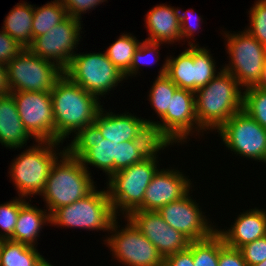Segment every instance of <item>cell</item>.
<instances>
[{
	"mask_svg": "<svg viewBox=\"0 0 266 266\" xmlns=\"http://www.w3.org/2000/svg\"><path fill=\"white\" fill-rule=\"evenodd\" d=\"M144 120L145 118H139L129 112L122 114H116L110 110L107 112L102 106L96 115L94 124L105 139L119 144L133 140Z\"/></svg>",
	"mask_w": 266,
	"mask_h": 266,
	"instance_id": "cell-23",
	"label": "cell"
},
{
	"mask_svg": "<svg viewBox=\"0 0 266 266\" xmlns=\"http://www.w3.org/2000/svg\"><path fill=\"white\" fill-rule=\"evenodd\" d=\"M46 223H51L48 210L33 206L26 201L20 207L13 235L8 240L37 247L36 241Z\"/></svg>",
	"mask_w": 266,
	"mask_h": 266,
	"instance_id": "cell-24",
	"label": "cell"
},
{
	"mask_svg": "<svg viewBox=\"0 0 266 266\" xmlns=\"http://www.w3.org/2000/svg\"><path fill=\"white\" fill-rule=\"evenodd\" d=\"M29 139L36 142L23 125L12 95L0 96V144L16 150L24 148Z\"/></svg>",
	"mask_w": 266,
	"mask_h": 266,
	"instance_id": "cell-22",
	"label": "cell"
},
{
	"mask_svg": "<svg viewBox=\"0 0 266 266\" xmlns=\"http://www.w3.org/2000/svg\"><path fill=\"white\" fill-rule=\"evenodd\" d=\"M116 218L107 189L97 190L95 188L84 198L57 208L50 215V226L96 230L97 232L103 230L109 233Z\"/></svg>",
	"mask_w": 266,
	"mask_h": 266,
	"instance_id": "cell-5",
	"label": "cell"
},
{
	"mask_svg": "<svg viewBox=\"0 0 266 266\" xmlns=\"http://www.w3.org/2000/svg\"><path fill=\"white\" fill-rule=\"evenodd\" d=\"M218 266H248L243 259L241 251L225 245L221 236Z\"/></svg>",
	"mask_w": 266,
	"mask_h": 266,
	"instance_id": "cell-41",
	"label": "cell"
},
{
	"mask_svg": "<svg viewBox=\"0 0 266 266\" xmlns=\"http://www.w3.org/2000/svg\"><path fill=\"white\" fill-rule=\"evenodd\" d=\"M216 132L234 154L266 163V130L244 110L234 114Z\"/></svg>",
	"mask_w": 266,
	"mask_h": 266,
	"instance_id": "cell-12",
	"label": "cell"
},
{
	"mask_svg": "<svg viewBox=\"0 0 266 266\" xmlns=\"http://www.w3.org/2000/svg\"><path fill=\"white\" fill-rule=\"evenodd\" d=\"M178 9H179V17H180V23H181L180 24L181 41L186 38V40H188L187 41L188 46L189 45H199L198 43L193 44L192 41L190 42L189 39H191V38L194 39V37H193L194 33L196 31H198V28L201 27L200 23H202L201 22V20H203L202 17L201 16L195 17L196 15L193 14V11L191 9L187 10L186 12L185 11L181 12L179 7H178Z\"/></svg>",
	"mask_w": 266,
	"mask_h": 266,
	"instance_id": "cell-38",
	"label": "cell"
},
{
	"mask_svg": "<svg viewBox=\"0 0 266 266\" xmlns=\"http://www.w3.org/2000/svg\"><path fill=\"white\" fill-rule=\"evenodd\" d=\"M12 95L20 119L36 141L55 142L54 117L50 92L16 91Z\"/></svg>",
	"mask_w": 266,
	"mask_h": 266,
	"instance_id": "cell-15",
	"label": "cell"
},
{
	"mask_svg": "<svg viewBox=\"0 0 266 266\" xmlns=\"http://www.w3.org/2000/svg\"><path fill=\"white\" fill-rule=\"evenodd\" d=\"M243 110L266 130V89L260 86L243 89Z\"/></svg>",
	"mask_w": 266,
	"mask_h": 266,
	"instance_id": "cell-32",
	"label": "cell"
},
{
	"mask_svg": "<svg viewBox=\"0 0 266 266\" xmlns=\"http://www.w3.org/2000/svg\"><path fill=\"white\" fill-rule=\"evenodd\" d=\"M254 266H266V260L263 261L262 263H258L256 265H254Z\"/></svg>",
	"mask_w": 266,
	"mask_h": 266,
	"instance_id": "cell-46",
	"label": "cell"
},
{
	"mask_svg": "<svg viewBox=\"0 0 266 266\" xmlns=\"http://www.w3.org/2000/svg\"><path fill=\"white\" fill-rule=\"evenodd\" d=\"M207 85L195 92V114L199 127L218 130L234 114L243 110V88L227 71L219 68Z\"/></svg>",
	"mask_w": 266,
	"mask_h": 266,
	"instance_id": "cell-2",
	"label": "cell"
},
{
	"mask_svg": "<svg viewBox=\"0 0 266 266\" xmlns=\"http://www.w3.org/2000/svg\"><path fill=\"white\" fill-rule=\"evenodd\" d=\"M10 94L8 85L7 66L0 64V96Z\"/></svg>",
	"mask_w": 266,
	"mask_h": 266,
	"instance_id": "cell-43",
	"label": "cell"
},
{
	"mask_svg": "<svg viewBox=\"0 0 266 266\" xmlns=\"http://www.w3.org/2000/svg\"><path fill=\"white\" fill-rule=\"evenodd\" d=\"M157 122L175 140L177 145L188 143L192 137L205 133L198 125L195 114V92L178 88L170 102V109ZM196 131V132H195ZM200 133V134H199ZM179 143V144H178Z\"/></svg>",
	"mask_w": 266,
	"mask_h": 266,
	"instance_id": "cell-18",
	"label": "cell"
},
{
	"mask_svg": "<svg viewBox=\"0 0 266 266\" xmlns=\"http://www.w3.org/2000/svg\"><path fill=\"white\" fill-rule=\"evenodd\" d=\"M161 44L164 43L143 40L133 55L130 69L124 74L125 79L127 80L128 77L132 76L135 77L138 73H140L139 69H141V66L153 65L154 63H157L160 59V53L158 49L160 48ZM153 54L155 55L153 56ZM149 57L152 58L150 59ZM140 64L142 65L140 66Z\"/></svg>",
	"mask_w": 266,
	"mask_h": 266,
	"instance_id": "cell-33",
	"label": "cell"
},
{
	"mask_svg": "<svg viewBox=\"0 0 266 266\" xmlns=\"http://www.w3.org/2000/svg\"><path fill=\"white\" fill-rule=\"evenodd\" d=\"M241 214V215H240ZM229 229L216 232L223 238L225 245L239 249L243 245L266 236V210L254 209L240 212Z\"/></svg>",
	"mask_w": 266,
	"mask_h": 266,
	"instance_id": "cell-20",
	"label": "cell"
},
{
	"mask_svg": "<svg viewBox=\"0 0 266 266\" xmlns=\"http://www.w3.org/2000/svg\"><path fill=\"white\" fill-rule=\"evenodd\" d=\"M258 86H260L261 88L266 89V64L264 66V72H263L262 81H261V83Z\"/></svg>",
	"mask_w": 266,
	"mask_h": 266,
	"instance_id": "cell-44",
	"label": "cell"
},
{
	"mask_svg": "<svg viewBox=\"0 0 266 266\" xmlns=\"http://www.w3.org/2000/svg\"><path fill=\"white\" fill-rule=\"evenodd\" d=\"M24 49L16 40L3 29L0 31V64L7 65Z\"/></svg>",
	"mask_w": 266,
	"mask_h": 266,
	"instance_id": "cell-39",
	"label": "cell"
},
{
	"mask_svg": "<svg viewBox=\"0 0 266 266\" xmlns=\"http://www.w3.org/2000/svg\"><path fill=\"white\" fill-rule=\"evenodd\" d=\"M248 266H254L266 260V236L247 243L239 248Z\"/></svg>",
	"mask_w": 266,
	"mask_h": 266,
	"instance_id": "cell-37",
	"label": "cell"
},
{
	"mask_svg": "<svg viewBox=\"0 0 266 266\" xmlns=\"http://www.w3.org/2000/svg\"><path fill=\"white\" fill-rule=\"evenodd\" d=\"M91 177V172L84 168L80 159L65 150L52 164L40 195L50 215L57 208L70 205L97 188Z\"/></svg>",
	"mask_w": 266,
	"mask_h": 266,
	"instance_id": "cell-3",
	"label": "cell"
},
{
	"mask_svg": "<svg viewBox=\"0 0 266 266\" xmlns=\"http://www.w3.org/2000/svg\"><path fill=\"white\" fill-rule=\"evenodd\" d=\"M59 145V142L36 141L14 158L9 174L19 197L41 195L52 164L65 151V147L58 149Z\"/></svg>",
	"mask_w": 266,
	"mask_h": 266,
	"instance_id": "cell-4",
	"label": "cell"
},
{
	"mask_svg": "<svg viewBox=\"0 0 266 266\" xmlns=\"http://www.w3.org/2000/svg\"><path fill=\"white\" fill-rule=\"evenodd\" d=\"M249 12V27L245 28L259 43L266 47V0H256Z\"/></svg>",
	"mask_w": 266,
	"mask_h": 266,
	"instance_id": "cell-35",
	"label": "cell"
},
{
	"mask_svg": "<svg viewBox=\"0 0 266 266\" xmlns=\"http://www.w3.org/2000/svg\"><path fill=\"white\" fill-rule=\"evenodd\" d=\"M191 180L177 169H158L146 188L142 205L137 210L158 211L190 192Z\"/></svg>",
	"mask_w": 266,
	"mask_h": 266,
	"instance_id": "cell-19",
	"label": "cell"
},
{
	"mask_svg": "<svg viewBox=\"0 0 266 266\" xmlns=\"http://www.w3.org/2000/svg\"><path fill=\"white\" fill-rule=\"evenodd\" d=\"M149 91V98L151 107L161 119L170 109L171 98L178 87L166 76V59L163 63L153 85Z\"/></svg>",
	"mask_w": 266,
	"mask_h": 266,
	"instance_id": "cell-29",
	"label": "cell"
},
{
	"mask_svg": "<svg viewBox=\"0 0 266 266\" xmlns=\"http://www.w3.org/2000/svg\"><path fill=\"white\" fill-rule=\"evenodd\" d=\"M209 51L204 46L189 45L177 57H166V76L178 88L196 92L220 73Z\"/></svg>",
	"mask_w": 266,
	"mask_h": 266,
	"instance_id": "cell-11",
	"label": "cell"
},
{
	"mask_svg": "<svg viewBox=\"0 0 266 266\" xmlns=\"http://www.w3.org/2000/svg\"><path fill=\"white\" fill-rule=\"evenodd\" d=\"M132 141L143 159H159V151L176 144L158 122L150 119L141 123Z\"/></svg>",
	"mask_w": 266,
	"mask_h": 266,
	"instance_id": "cell-25",
	"label": "cell"
},
{
	"mask_svg": "<svg viewBox=\"0 0 266 266\" xmlns=\"http://www.w3.org/2000/svg\"><path fill=\"white\" fill-rule=\"evenodd\" d=\"M54 117L55 142L63 144L69 135L91 125L103 105L93 94L72 82L65 74L50 91ZM74 133V134H73Z\"/></svg>",
	"mask_w": 266,
	"mask_h": 266,
	"instance_id": "cell-1",
	"label": "cell"
},
{
	"mask_svg": "<svg viewBox=\"0 0 266 266\" xmlns=\"http://www.w3.org/2000/svg\"><path fill=\"white\" fill-rule=\"evenodd\" d=\"M65 150L73 157L80 159L84 168L88 165L103 171L109 179L116 173V143L105 139L93 123L80 129Z\"/></svg>",
	"mask_w": 266,
	"mask_h": 266,
	"instance_id": "cell-14",
	"label": "cell"
},
{
	"mask_svg": "<svg viewBox=\"0 0 266 266\" xmlns=\"http://www.w3.org/2000/svg\"><path fill=\"white\" fill-rule=\"evenodd\" d=\"M117 219L113 221L108 233L111 235L103 240V244L110 248V252L112 251L113 259L125 266H163L164 259L157 248L134 223L128 217H124L127 224L120 229Z\"/></svg>",
	"mask_w": 266,
	"mask_h": 266,
	"instance_id": "cell-10",
	"label": "cell"
},
{
	"mask_svg": "<svg viewBox=\"0 0 266 266\" xmlns=\"http://www.w3.org/2000/svg\"><path fill=\"white\" fill-rule=\"evenodd\" d=\"M64 74L75 84L98 99L114 91L124 74L109 60L105 52L76 53ZM100 96V97H99Z\"/></svg>",
	"mask_w": 266,
	"mask_h": 266,
	"instance_id": "cell-8",
	"label": "cell"
},
{
	"mask_svg": "<svg viewBox=\"0 0 266 266\" xmlns=\"http://www.w3.org/2000/svg\"><path fill=\"white\" fill-rule=\"evenodd\" d=\"M33 16L34 5L25 1L17 3L6 16L2 29L22 47L27 48L32 43Z\"/></svg>",
	"mask_w": 266,
	"mask_h": 266,
	"instance_id": "cell-26",
	"label": "cell"
},
{
	"mask_svg": "<svg viewBox=\"0 0 266 266\" xmlns=\"http://www.w3.org/2000/svg\"><path fill=\"white\" fill-rule=\"evenodd\" d=\"M220 235L215 232L204 240L192 241L194 266H218Z\"/></svg>",
	"mask_w": 266,
	"mask_h": 266,
	"instance_id": "cell-31",
	"label": "cell"
},
{
	"mask_svg": "<svg viewBox=\"0 0 266 266\" xmlns=\"http://www.w3.org/2000/svg\"><path fill=\"white\" fill-rule=\"evenodd\" d=\"M141 42L131 33L122 34L116 41L112 42L105 51L109 60L125 74L132 62L133 55Z\"/></svg>",
	"mask_w": 266,
	"mask_h": 266,
	"instance_id": "cell-30",
	"label": "cell"
},
{
	"mask_svg": "<svg viewBox=\"0 0 266 266\" xmlns=\"http://www.w3.org/2000/svg\"><path fill=\"white\" fill-rule=\"evenodd\" d=\"M32 26V40L46 34L48 30L64 21L68 15L61 0H54L41 7H35Z\"/></svg>",
	"mask_w": 266,
	"mask_h": 266,
	"instance_id": "cell-28",
	"label": "cell"
},
{
	"mask_svg": "<svg viewBox=\"0 0 266 266\" xmlns=\"http://www.w3.org/2000/svg\"><path fill=\"white\" fill-rule=\"evenodd\" d=\"M128 218L164 258L184 251L190 240L166 223L158 211L135 210Z\"/></svg>",
	"mask_w": 266,
	"mask_h": 266,
	"instance_id": "cell-17",
	"label": "cell"
},
{
	"mask_svg": "<svg viewBox=\"0 0 266 266\" xmlns=\"http://www.w3.org/2000/svg\"><path fill=\"white\" fill-rule=\"evenodd\" d=\"M223 32L229 63L222 69L230 73L243 89L258 86L266 64V47L246 29L237 33Z\"/></svg>",
	"mask_w": 266,
	"mask_h": 266,
	"instance_id": "cell-7",
	"label": "cell"
},
{
	"mask_svg": "<svg viewBox=\"0 0 266 266\" xmlns=\"http://www.w3.org/2000/svg\"><path fill=\"white\" fill-rule=\"evenodd\" d=\"M6 66L10 92H50L64 75L57 64L35 55L28 48L22 49Z\"/></svg>",
	"mask_w": 266,
	"mask_h": 266,
	"instance_id": "cell-9",
	"label": "cell"
},
{
	"mask_svg": "<svg viewBox=\"0 0 266 266\" xmlns=\"http://www.w3.org/2000/svg\"><path fill=\"white\" fill-rule=\"evenodd\" d=\"M83 21L68 16L64 21L32 40L27 47L35 55L65 70L76 54L82 35ZM81 32V33H80ZM76 50V51H74Z\"/></svg>",
	"mask_w": 266,
	"mask_h": 266,
	"instance_id": "cell-13",
	"label": "cell"
},
{
	"mask_svg": "<svg viewBox=\"0 0 266 266\" xmlns=\"http://www.w3.org/2000/svg\"><path fill=\"white\" fill-rule=\"evenodd\" d=\"M191 197L188 192L181 199L161 207L158 213L166 223L190 241L204 240L211 237L217 227L207 218L199 203Z\"/></svg>",
	"mask_w": 266,
	"mask_h": 266,
	"instance_id": "cell-16",
	"label": "cell"
},
{
	"mask_svg": "<svg viewBox=\"0 0 266 266\" xmlns=\"http://www.w3.org/2000/svg\"><path fill=\"white\" fill-rule=\"evenodd\" d=\"M43 257L34 246L0 240V266H36Z\"/></svg>",
	"mask_w": 266,
	"mask_h": 266,
	"instance_id": "cell-27",
	"label": "cell"
},
{
	"mask_svg": "<svg viewBox=\"0 0 266 266\" xmlns=\"http://www.w3.org/2000/svg\"><path fill=\"white\" fill-rule=\"evenodd\" d=\"M26 198L17 197L0 204V240H8L14 232L20 207L26 202Z\"/></svg>",
	"mask_w": 266,
	"mask_h": 266,
	"instance_id": "cell-34",
	"label": "cell"
},
{
	"mask_svg": "<svg viewBox=\"0 0 266 266\" xmlns=\"http://www.w3.org/2000/svg\"><path fill=\"white\" fill-rule=\"evenodd\" d=\"M145 25L150 42L174 44L181 41L179 9L159 4L146 14Z\"/></svg>",
	"mask_w": 266,
	"mask_h": 266,
	"instance_id": "cell-21",
	"label": "cell"
},
{
	"mask_svg": "<svg viewBox=\"0 0 266 266\" xmlns=\"http://www.w3.org/2000/svg\"><path fill=\"white\" fill-rule=\"evenodd\" d=\"M67 15L82 20V14L93 10L107 0H61ZM87 10V11H86Z\"/></svg>",
	"mask_w": 266,
	"mask_h": 266,
	"instance_id": "cell-40",
	"label": "cell"
},
{
	"mask_svg": "<svg viewBox=\"0 0 266 266\" xmlns=\"http://www.w3.org/2000/svg\"><path fill=\"white\" fill-rule=\"evenodd\" d=\"M163 266H194L192 256V241L184 251L177 252L164 258Z\"/></svg>",
	"mask_w": 266,
	"mask_h": 266,
	"instance_id": "cell-42",
	"label": "cell"
},
{
	"mask_svg": "<svg viewBox=\"0 0 266 266\" xmlns=\"http://www.w3.org/2000/svg\"><path fill=\"white\" fill-rule=\"evenodd\" d=\"M143 158L135 149L132 140L116 143V172L141 162Z\"/></svg>",
	"mask_w": 266,
	"mask_h": 266,
	"instance_id": "cell-36",
	"label": "cell"
},
{
	"mask_svg": "<svg viewBox=\"0 0 266 266\" xmlns=\"http://www.w3.org/2000/svg\"><path fill=\"white\" fill-rule=\"evenodd\" d=\"M158 162V159H143L108 179L105 188L116 216L121 213L128 217L142 205L146 188L160 168Z\"/></svg>",
	"mask_w": 266,
	"mask_h": 266,
	"instance_id": "cell-6",
	"label": "cell"
},
{
	"mask_svg": "<svg viewBox=\"0 0 266 266\" xmlns=\"http://www.w3.org/2000/svg\"><path fill=\"white\" fill-rule=\"evenodd\" d=\"M36 266H53V265L43 257Z\"/></svg>",
	"mask_w": 266,
	"mask_h": 266,
	"instance_id": "cell-45",
	"label": "cell"
}]
</instances>
